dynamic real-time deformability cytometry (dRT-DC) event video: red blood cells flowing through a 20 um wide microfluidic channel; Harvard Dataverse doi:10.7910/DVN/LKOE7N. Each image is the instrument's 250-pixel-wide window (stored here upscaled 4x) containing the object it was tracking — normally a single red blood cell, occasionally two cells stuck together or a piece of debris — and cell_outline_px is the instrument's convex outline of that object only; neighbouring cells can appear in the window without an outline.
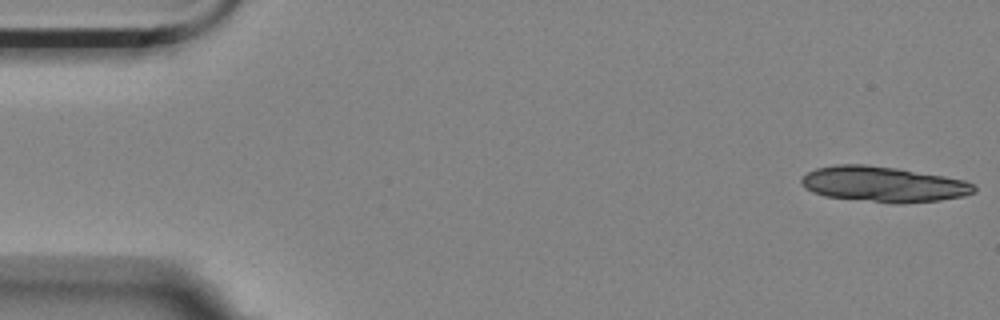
{"species": "Egyptian fruit bat (a non-hibernating species)", "species_latin": "Rousettus aegyptiacus", "temperature_condition": "room temperature", "stored_images_in_passage": 5, "camera_frame_rate_fps": 3000, "um_per_image_px": 0.085, "animal": {"sex": "female"}, "frame": {"image": 1, "passage_image": 1, "time_ms": 0.0, "image_size_px": [1000, 320], "cell_outline_px": [[976, 192], [964, 196], [940, 200], [900, 204], [896, 204], [824, 196], [812, 192], [804, 188], [800, 180], [808, 172], [816, 168], [836, 164], [868, 164], [896, 168], [944, 176], [964, 180], [972, 184], [976, 188]], "centroid_in_image_um": [75.07, 15.66], "position_along_channel_um": 9.9, "area_um2": 35.84}}